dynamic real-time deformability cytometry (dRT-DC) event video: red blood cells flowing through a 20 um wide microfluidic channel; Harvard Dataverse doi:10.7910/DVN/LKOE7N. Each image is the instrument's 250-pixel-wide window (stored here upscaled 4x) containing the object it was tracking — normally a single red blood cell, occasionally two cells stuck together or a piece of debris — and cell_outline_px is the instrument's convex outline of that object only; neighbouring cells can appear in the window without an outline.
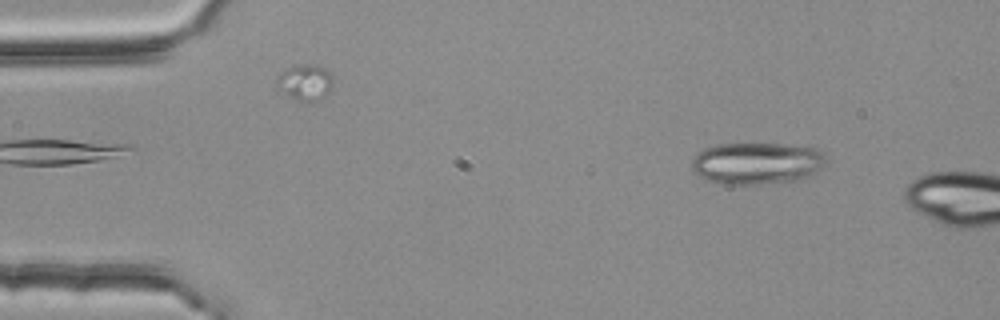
{"species": "common noctule bat (a hibernating species)", "species_latin": "Nyctalus noctula", "temperature_condition": "room temperature", "stored_images_in_passage": 3, "camera_frame_rate_fps": 3000, "um_per_image_px": 0.085, "animal": {"sex": "female", "body_mass_g": 25.1}, "frame": {"image": 1, "passage_image": 2, "time_ms": 0.333, "image_size_px": [1000, 320], "cell_outline_px": [[824, 164], [816, 172], [804, 180], [764, 184], [720, 184], [704, 180], [692, 172], [688, 164], [692, 156], [696, 152], [704, 148], [716, 144], [812, 144], [820, 148], [824, 152]], "centroid_in_image_um": [64.32, 13.87], "position_along_channel_um": 20.7, "area_um2": 34.16}}